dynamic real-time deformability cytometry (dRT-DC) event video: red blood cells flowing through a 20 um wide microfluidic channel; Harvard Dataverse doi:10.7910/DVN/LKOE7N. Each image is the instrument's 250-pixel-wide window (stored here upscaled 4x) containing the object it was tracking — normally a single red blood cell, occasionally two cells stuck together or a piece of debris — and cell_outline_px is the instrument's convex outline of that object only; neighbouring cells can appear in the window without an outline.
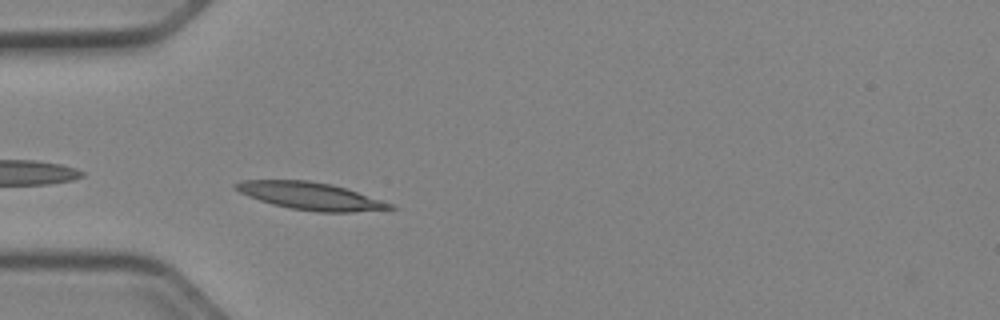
{"species": "Egyptian fruit bat (a non-hibernating species)", "species_latin": "Rousettus aegyptiacus", "temperature_condition": "cold", "stored_images_in_passage": 38, "camera_frame_rate_fps": 3000, "um_per_image_px": 0.085, "animal": {"sex": "female"}, "frame": {"image": 1, "passage_image": 2, "time_ms": 0.333, "image_size_px": [1000, 320], "cell_outline_px": [[396, 208], [352, 212], [320, 212], [292, 208], [272, 204], [248, 196], [232, 188], [232, 184], [244, 180], [308, 180], [332, 184], [392, 204]], "centroid_in_image_um": [26.32, 16.65], "position_along_channel_um": 58.7, "area_um2": 24.28}}
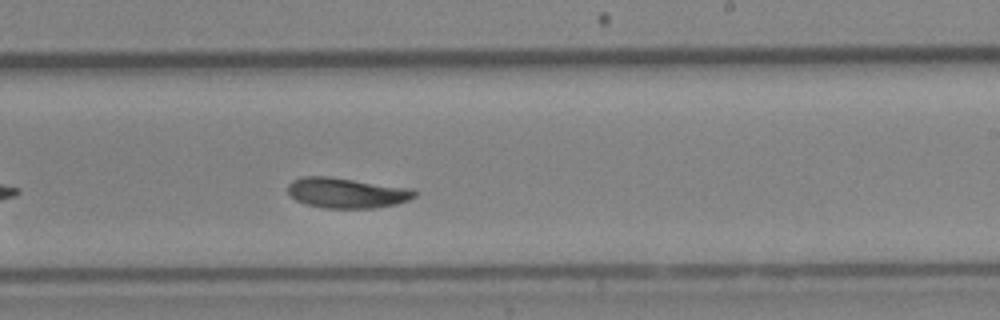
{"frame": {"image": 2, "passage_image": 18, "time_ms": 5.667, "image_size_px": [1000, 320], "cell_outline_px": [[416, 196], [408, 200], [396, 204], [376, 208], [324, 208], [304, 204], [296, 200], [288, 192], [288, 184], [292, 180], [300, 176], [328, 176], [412, 188], [416, 192]], "centroid_in_image_um": [29.45, 16.39], "position_along_channel_um": 259.5, "area_um2": 22.54}}
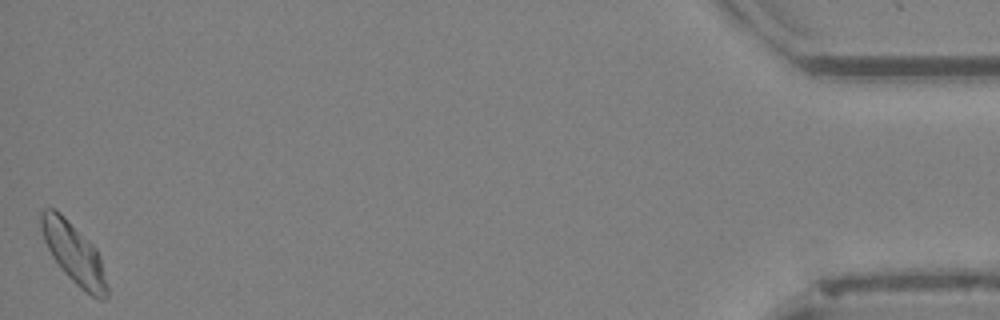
{"frame": {"image": 3, "passage_image": 38, "time_ms": 12.333, "image_size_px": [1000, 320], "cell_outline_px": [[108, 296], [104, 300], [96, 300], [80, 288], [64, 272], [52, 256], [44, 240], [40, 228], [40, 212], [44, 208], [52, 208], [60, 212], [96, 248], [100, 256], [108, 288]], "centroid_in_image_um": [6.28, 21.55], "position_along_channel_um": 428.9, "area_um2": 23.24}, "authors_computed_cell_mechanics": {"area_um2": 22.253, "velocity_mm_per_s": 3.8753, "shape_relaxation_time_tau1_ms": 5.1756, "shape_relaxation_time_tau2_ms": 5.0567, "deformation_change_tau1": 0.1295, "deformation_change_tau2": 0.0895}}